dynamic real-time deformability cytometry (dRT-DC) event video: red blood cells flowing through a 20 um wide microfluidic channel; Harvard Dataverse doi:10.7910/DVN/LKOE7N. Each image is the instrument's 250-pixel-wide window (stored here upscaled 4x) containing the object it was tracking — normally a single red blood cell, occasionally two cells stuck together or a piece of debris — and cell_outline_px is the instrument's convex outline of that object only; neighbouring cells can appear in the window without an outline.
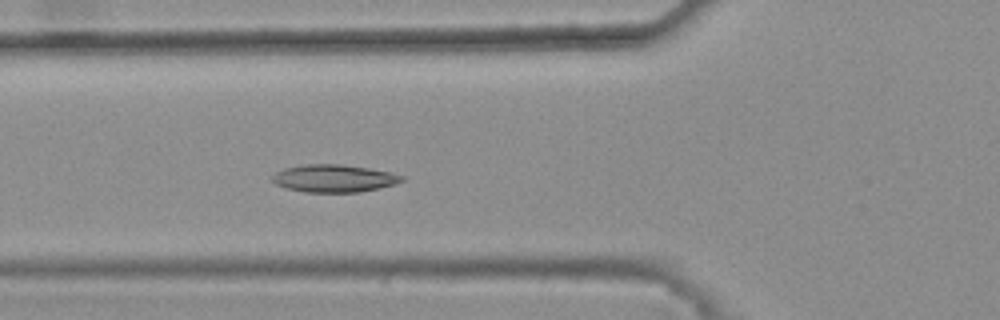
{"species": "common noctule bat (a hibernating species)", "species_latin": "Nyctalus noctula", "temperature_condition": "warm", "stored_images_in_passage": 42, "camera_frame_rate_fps": 3000, "um_per_image_px": 0.085, "animal": {"sex": "female", "body_mass_g": 25.1}, "frame": {"image": 1, "passage_image": 17, "time_ms": 5.333, "image_size_px": [1000, 320], "cell_outline_px": [[404, 180], [396, 184], [380, 188], [360, 192], [304, 192], [288, 188], [276, 184], [272, 180], [272, 176], [276, 172], [284, 168], [304, 164], [340, 164], [368, 168], [392, 172], [404, 176]], "centroid_in_image_um": [28.42, 15.16], "position_along_channel_um": 97.4, "area_um2": 20.87}}
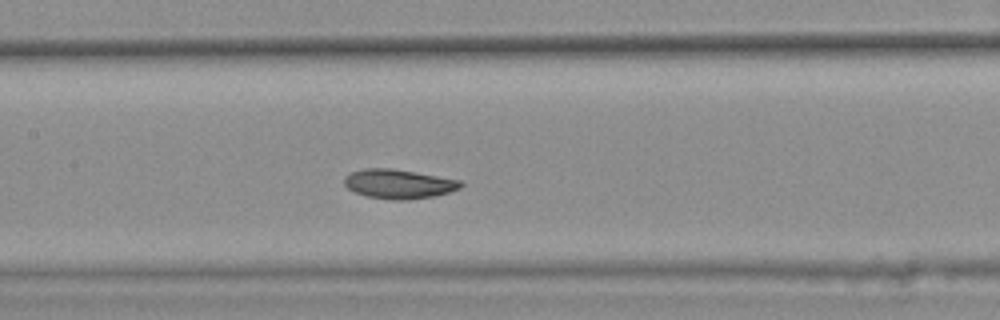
{"frame": {"image": 2, "passage_image": 23, "time_ms": 7.333, "image_size_px": [1000, 320], "cell_outline_px": [[464, 184], [460, 188], [448, 192], [432, 196], [408, 200], [392, 200], [368, 196], [356, 192], [348, 188], [344, 184], [344, 176], [352, 172], [364, 168], [392, 168], [460, 180]], "centroid_in_image_um": [33.87, 15.63], "position_along_channel_um": 173.5, "area_um2": 19.71}}
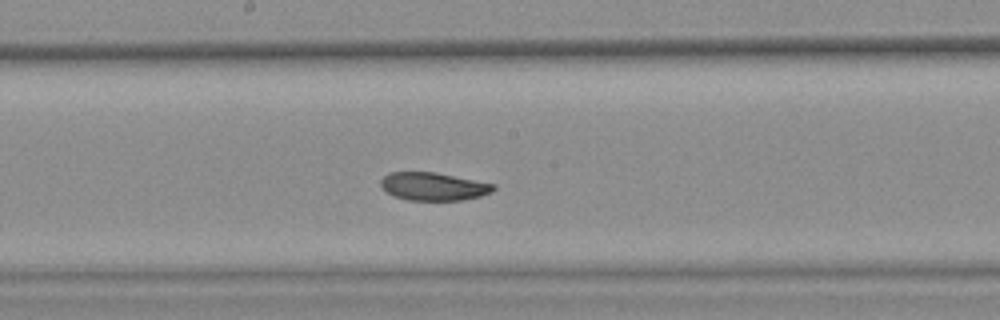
{"frame": {"image": 3, "passage_image": 26, "time_ms": 8.333, "image_size_px": [1000, 320], "cell_outline_px": [[496, 188], [492, 192], [480, 196], [464, 200], [408, 200], [396, 196], [380, 188], [380, 180], [388, 172], [436, 172], [496, 184]], "centroid_in_image_um": [36.85, 15.84], "position_along_channel_um": 211.3, "area_um2": 18.5}, "authors_computed_cell_mechanics": {"area_um2": 20.1433, "velocity_mm_per_s": 3.7989, "shape_relaxation_time_tau1_ms": 4.1949, "shape_relaxation_time_tau2_ms": 4.4322, "deformation_change_tau1": 0.0964, "deformation_change_tau2": 0.0845}}